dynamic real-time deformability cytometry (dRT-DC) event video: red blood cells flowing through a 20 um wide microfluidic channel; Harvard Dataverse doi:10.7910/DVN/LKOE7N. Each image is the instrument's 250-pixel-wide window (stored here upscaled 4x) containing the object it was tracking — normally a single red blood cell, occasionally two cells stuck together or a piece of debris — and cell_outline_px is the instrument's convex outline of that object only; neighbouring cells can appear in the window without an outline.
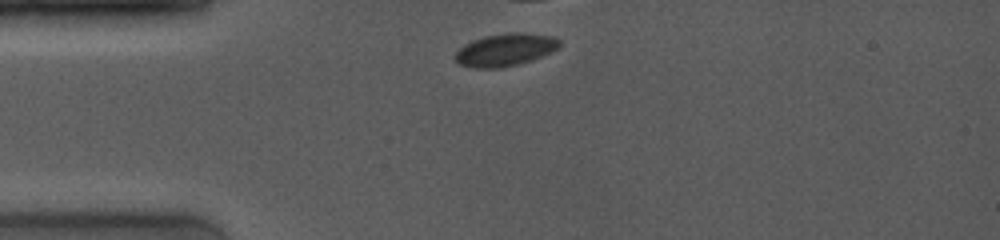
{"species": "common noctule bat (a hibernating species)", "species_latin": "Nyctalus noctula", "temperature_condition": "room temperature", "stored_images_in_passage": 12, "camera_frame_rate_fps": 4000, "um_per_image_px": 0.085, "animal": {"sex": "female", "body_mass_g": 19.0, "forearm_length_mm": 53.3}, "frame": {"image": 1, "passage_image": 1, "time_ms": 0.0, "image_size_px": [1000, 240], "cell_outline_px": [[560, 44], [552, 52], [516, 64], [500, 68], [472, 68], [460, 64], [452, 56], [464, 44], [472, 40], [484, 36], [508, 32], [524, 32], [552, 36], [560, 40]], "centroid_in_image_um": [42.9, 4.22], "position_along_channel_um": 42.1, "area_um2": 19.71}}